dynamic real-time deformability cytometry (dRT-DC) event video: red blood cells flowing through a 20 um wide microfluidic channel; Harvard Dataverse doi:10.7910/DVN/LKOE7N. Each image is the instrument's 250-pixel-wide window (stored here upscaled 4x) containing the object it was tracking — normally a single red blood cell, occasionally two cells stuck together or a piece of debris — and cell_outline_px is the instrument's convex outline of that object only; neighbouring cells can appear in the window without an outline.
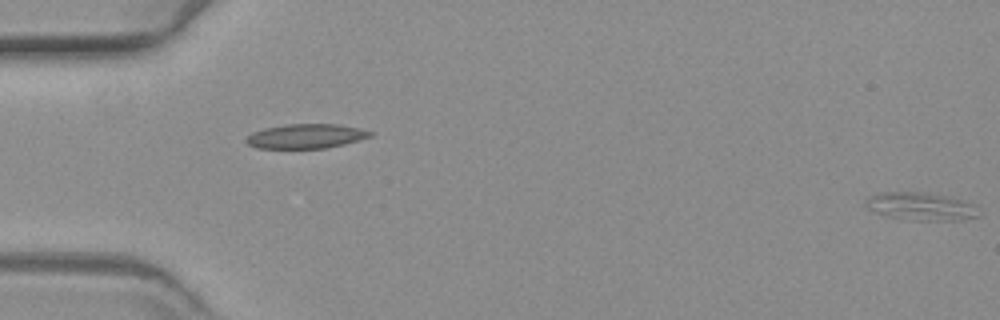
{"species": "common noctule bat (a hibernating species)", "species_latin": "Nyctalus noctula", "temperature_condition": "warm", "stored_images_in_passage": 19, "segment_of_instrument_passage": [2, 2], "camera_frame_rate_fps": 3000, "um_per_image_px": 0.085, "animal": {"sex": "female", "body_mass_g": 19.3, "forearm_length_mm": 54.1}, "frame": {"image": 1, "passage_image": 19, "time_ms": 6.0, "image_size_px": [1000, 320], "cell_outline_px": [[980, 216], [964, 220], [908, 220], [888, 216], [876, 212], [868, 208], [864, 204], [864, 200], [868, 196], [876, 192], [920, 192], [944, 196], [976, 204]], "centroid_in_image_um": [78.25, 17.55], "position_along_channel_um": 6.7, "area_um2": 18.44}}